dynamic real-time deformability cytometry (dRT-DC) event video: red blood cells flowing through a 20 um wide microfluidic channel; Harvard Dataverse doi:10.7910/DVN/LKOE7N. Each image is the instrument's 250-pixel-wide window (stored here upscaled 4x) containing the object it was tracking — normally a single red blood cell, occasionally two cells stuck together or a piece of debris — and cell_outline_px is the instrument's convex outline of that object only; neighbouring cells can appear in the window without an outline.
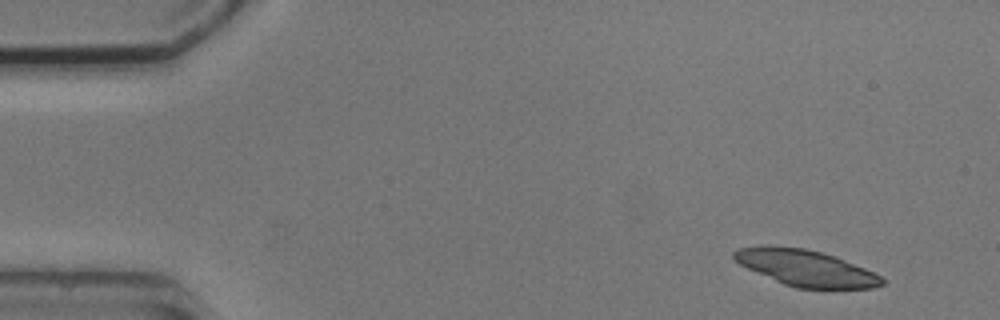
{"species": "common noctule bat (a hibernating species)", "species_latin": "Nyctalus noctula", "temperature_condition": "cold", "stored_images_in_passage": 4, "camera_frame_rate_fps": 3000, "um_per_image_px": 0.085, "animal": {"sex": "male", "body_mass_g": 20.5, "forearm_length_mm": 52.5}, "frame": {"image": 1, "passage_image": 1, "time_ms": 0.0, "image_size_px": [1000, 320], "cell_outline_px": [[884, 284], [872, 288], [796, 288], [784, 284], [748, 268], [740, 264], [732, 256], [732, 252], [736, 248], [760, 244], [764, 244], [804, 248], [836, 256], [864, 268], [880, 276], [884, 280]], "centroid_in_image_um": [68.44, 22.75], "position_along_channel_um": 16.6, "area_um2": 31.15}}